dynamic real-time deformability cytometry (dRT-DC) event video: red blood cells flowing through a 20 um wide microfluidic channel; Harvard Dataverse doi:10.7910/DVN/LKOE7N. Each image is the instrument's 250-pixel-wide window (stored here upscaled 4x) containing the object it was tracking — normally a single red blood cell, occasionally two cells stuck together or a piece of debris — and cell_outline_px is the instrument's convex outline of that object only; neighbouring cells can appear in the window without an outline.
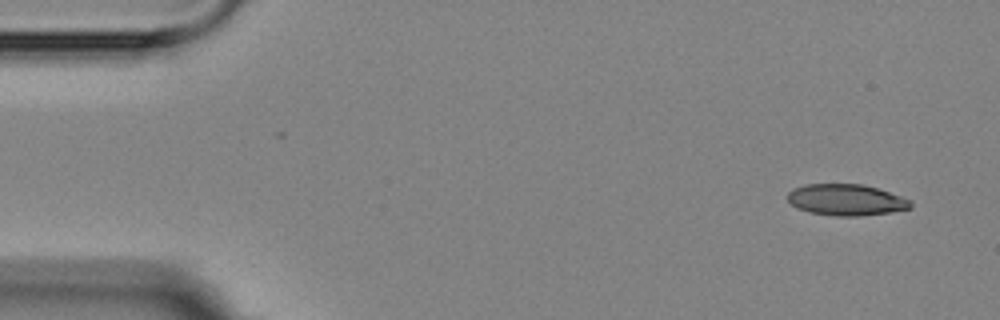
{"species": "Egyptian fruit bat (a non-hibernating species)", "species_latin": "Rousettus aegyptiacus", "temperature_condition": "room temperature", "stored_images_in_passage": 10, "camera_frame_rate_fps": 3000, "um_per_image_px": 0.085, "animal": {"sex": "female"}, "frame": {"image": 1, "passage_image": 1, "time_ms": 0.0, "image_size_px": [1000, 320], "cell_outline_px": [[912, 208], [888, 212], [860, 216], [836, 216], [808, 212], [796, 208], [788, 200], [788, 192], [792, 188], [804, 184], [860, 184], [876, 188], [912, 200]], "centroid_in_image_um": [71.89, 16.99], "position_along_channel_um": 13.1, "area_um2": 22.43}}
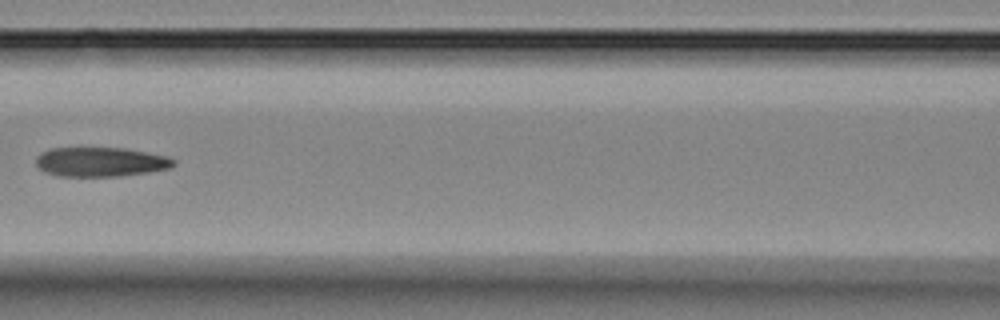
{"frame": {"image": 2, "passage_image": 7, "time_ms": 7.0, "image_size_px": [1000, 320], "cell_outline_px": [[176, 164], [168, 168], [148, 172], [120, 176], [56, 176], [44, 172], [36, 168], [36, 156], [40, 152], [48, 148], [124, 148], [168, 156], [176, 160]], "centroid_in_image_um": [8.5, 13.76], "position_along_channel_um": 158.1, "area_um2": 23.81}}
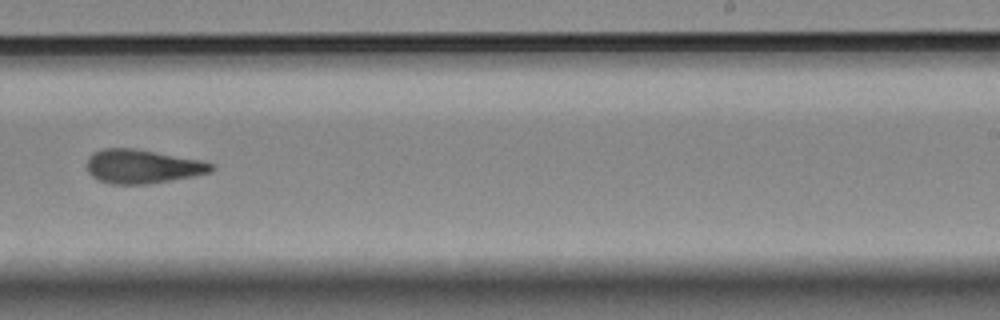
{"frame": {"image": 3, "passage_image": 10, "time_ms": 10.333, "image_size_px": [1000, 320], "cell_outline_px": [[216, 168], [212, 172], [172, 180], [148, 184], [112, 184], [96, 180], [88, 172], [88, 156], [92, 152], [104, 148], [136, 148], [204, 160], [216, 164]], "centroid_in_image_um": [12.15, 14.14], "position_along_channel_um": 276.8, "area_um2": 25.03}}